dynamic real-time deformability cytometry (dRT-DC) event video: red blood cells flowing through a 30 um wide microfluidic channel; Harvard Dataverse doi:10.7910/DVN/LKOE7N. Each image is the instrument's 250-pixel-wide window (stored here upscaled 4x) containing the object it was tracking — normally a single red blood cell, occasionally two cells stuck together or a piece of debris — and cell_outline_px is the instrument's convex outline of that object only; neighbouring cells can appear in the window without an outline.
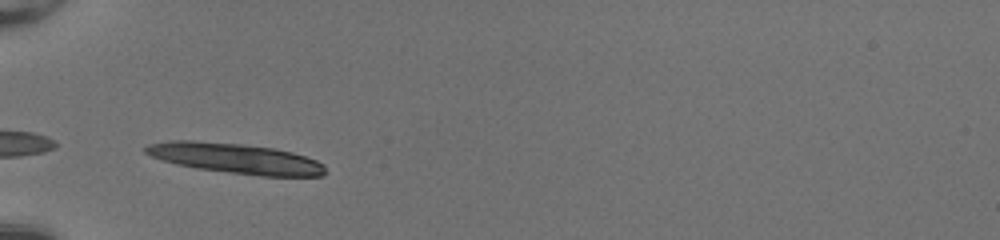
{"species": "common noctule bat (a hibernating species)", "species_latin": "Nyctalus noctula", "temperature_condition": "room temperature", "stored_images_in_passage": 34, "camera_frame_rate_fps": 3000, "um_per_image_px": 0.085, "animal": {"sex": "female", "body_mass_g": 20.0, "forearm_length_mm": 54.0}, "frame": {"image": 1, "passage_image": 3, "time_ms": 0.667, "image_size_px": [1000, 240], "cell_outline_px": [[328, 172], [324, 176], [260, 176], [196, 168], [176, 164], [152, 156], [144, 152], [144, 148], [148, 144], [168, 140], [192, 140], [240, 144], [276, 148], [292, 152], [316, 160], [324, 164]], "centroid_in_image_um": [20.06, 13.46], "position_along_channel_um": 64.9, "area_um2": 31.73}}